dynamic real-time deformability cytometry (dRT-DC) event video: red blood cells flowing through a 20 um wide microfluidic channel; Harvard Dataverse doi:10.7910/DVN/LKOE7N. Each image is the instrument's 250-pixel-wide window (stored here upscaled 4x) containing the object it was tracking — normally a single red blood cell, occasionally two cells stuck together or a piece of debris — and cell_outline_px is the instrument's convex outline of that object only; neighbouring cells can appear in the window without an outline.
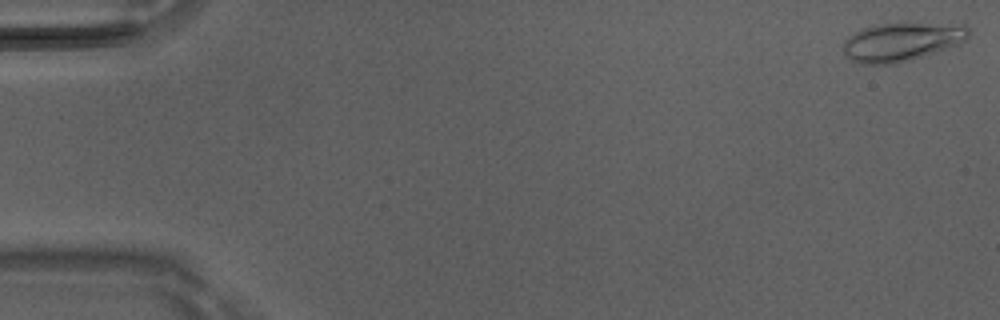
{"species": "Egyptian fruit bat (a non-hibernating species)", "species_latin": "Rousettus aegyptiacus", "temperature_condition": "room temperature", "stored_images_in_passage": 4, "camera_frame_rate_fps": 3000, "um_per_image_px": 0.085, "animal": {"sex": "male"}, "frame": {"image": 1, "passage_image": 1, "time_ms": 0.0, "image_size_px": [1000, 320], "cell_outline_px": [[968, 40], [960, 44], [912, 60], [896, 64], [860, 64], [844, 56], [844, 40], [848, 36], [872, 24], [908, 20], [964, 24], [968, 28]], "centroid_in_image_um": [76.69, 3.5], "position_along_channel_um": 8.3, "area_um2": 29.54}}